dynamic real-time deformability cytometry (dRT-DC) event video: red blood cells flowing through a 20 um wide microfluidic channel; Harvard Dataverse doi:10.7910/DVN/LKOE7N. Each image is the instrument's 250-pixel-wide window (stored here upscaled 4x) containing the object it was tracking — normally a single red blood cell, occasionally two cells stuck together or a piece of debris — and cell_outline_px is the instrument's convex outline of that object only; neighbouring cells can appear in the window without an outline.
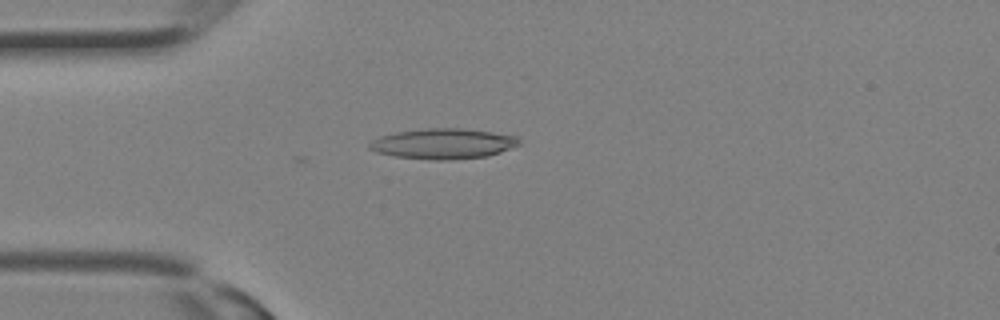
{"species": "Egyptian fruit bat (a non-hibernating species)", "species_latin": "Rousettus aegyptiacus", "temperature_condition": "room temperature", "stored_images_in_passage": 4, "camera_frame_rate_fps": 3000, "um_per_image_px": 0.085, "animal": {"sex": "female"}, "frame": {"image": 1, "passage_image": 3, "time_ms": 0.667, "image_size_px": [1000, 320], "cell_outline_px": [[520, 144], [500, 152], [488, 156], [448, 160], [432, 160], [396, 156], [376, 152], [368, 148], [368, 144], [372, 140], [380, 136], [396, 132], [424, 128], [460, 128], [492, 132], [520, 136]], "centroid_in_image_um": [37.68, 12.21], "position_along_channel_um": 47.3, "area_um2": 26.59}}